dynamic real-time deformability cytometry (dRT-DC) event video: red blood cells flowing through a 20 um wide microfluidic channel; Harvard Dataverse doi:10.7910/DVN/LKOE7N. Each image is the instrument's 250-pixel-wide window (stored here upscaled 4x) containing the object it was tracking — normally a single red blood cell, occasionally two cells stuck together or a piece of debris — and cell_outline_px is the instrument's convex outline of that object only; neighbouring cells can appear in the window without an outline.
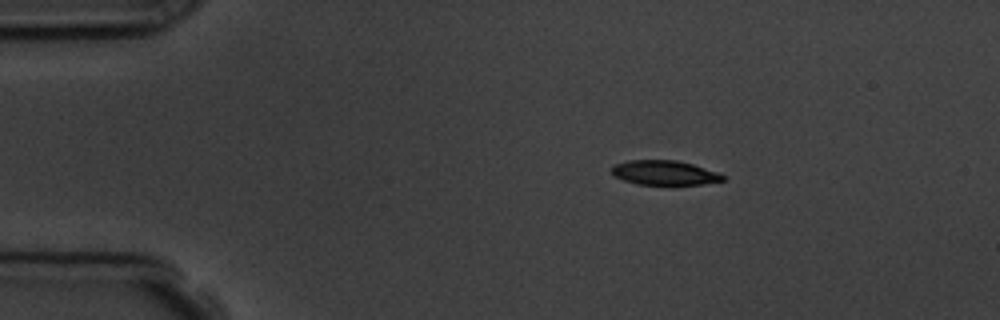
{"species": "common noctule bat (a hibernating species)", "species_latin": "Nyctalus noctula", "temperature_condition": "room temperature", "stored_images_in_passage": 2, "camera_frame_rate_fps": 3000, "um_per_image_px": 0.085, "animal": {"sex": "male", "body_mass_g": 19.5, "forearm_length_mm": 54.6}, "frame": {"image": 1, "passage_image": 1, "time_ms": 0.0, "image_size_px": [1000, 320], "cell_outline_px": [[724, 180], [704, 184], [636, 184], [612, 176], [612, 164], [628, 160], [676, 160], [692, 164], [720, 172], [724, 176]], "centroid_in_image_um": [56.46, 14.67], "position_along_channel_um": 28.5, "area_um2": 15.95}}